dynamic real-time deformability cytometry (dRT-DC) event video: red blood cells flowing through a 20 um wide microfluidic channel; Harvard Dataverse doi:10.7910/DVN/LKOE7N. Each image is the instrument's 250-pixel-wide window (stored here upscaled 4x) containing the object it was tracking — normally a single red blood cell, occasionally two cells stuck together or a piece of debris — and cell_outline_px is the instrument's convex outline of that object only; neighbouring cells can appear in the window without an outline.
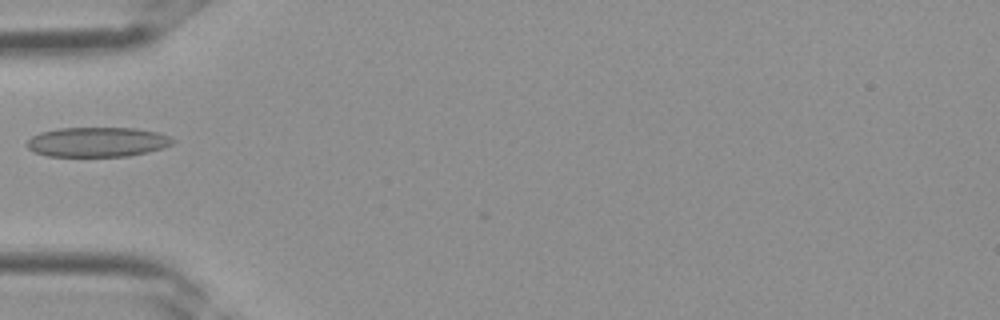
{"species": "Egyptian fruit bat (a non-hibernating species)", "species_latin": "Rousettus aegyptiacus", "temperature_condition": "room temperature", "stored_images_in_passage": 3, "camera_frame_rate_fps": 3000, "um_per_image_px": 0.085, "frame": {"image": 1, "passage_image": 3, "time_ms": 0.667, "image_size_px": [1000, 320], "cell_outline_px": [[176, 140], [172, 144], [148, 152], [128, 156], [48, 156], [36, 152], [28, 148], [28, 140], [32, 136], [40, 132], [60, 128], [136, 128], [156, 132], [168, 136]], "centroid_in_image_um": [8.28, 12.07], "position_along_channel_um": 76.7, "area_um2": 25.03}}